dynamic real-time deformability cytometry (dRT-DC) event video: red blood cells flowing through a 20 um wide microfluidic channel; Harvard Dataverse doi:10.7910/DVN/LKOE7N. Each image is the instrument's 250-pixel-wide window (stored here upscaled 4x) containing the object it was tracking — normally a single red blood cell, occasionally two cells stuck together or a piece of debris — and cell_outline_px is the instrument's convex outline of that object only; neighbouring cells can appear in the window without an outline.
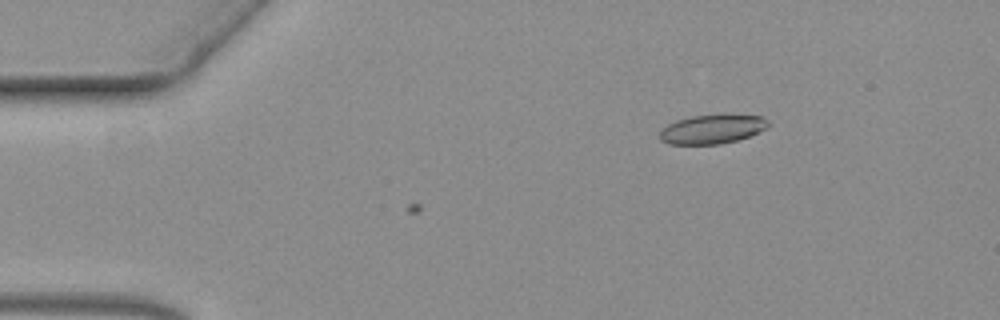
{"species": "common noctule bat (a hibernating species)", "species_latin": "Nyctalus noctula", "temperature_condition": "warm", "stored_images_in_passage": 6, "camera_frame_rate_fps": 3000, "um_per_image_px": 0.085, "animal": {"sex": "female", "body_mass_g": 19.3, "forearm_length_mm": 54.1}, "frame": {"image": 1, "passage_image": 6, "time_ms": 1.667, "image_size_px": [1000, 320], "cell_outline_px": [[768, 124], [764, 128], [748, 136], [736, 140], [720, 144], [668, 144], [660, 140], [660, 132], [668, 124], [676, 120], [692, 116], [720, 112], [724, 112], [764, 116], [768, 120]], "centroid_in_image_um": [60.55, 10.93], "position_along_channel_um": 24.5, "area_um2": 18.84}}